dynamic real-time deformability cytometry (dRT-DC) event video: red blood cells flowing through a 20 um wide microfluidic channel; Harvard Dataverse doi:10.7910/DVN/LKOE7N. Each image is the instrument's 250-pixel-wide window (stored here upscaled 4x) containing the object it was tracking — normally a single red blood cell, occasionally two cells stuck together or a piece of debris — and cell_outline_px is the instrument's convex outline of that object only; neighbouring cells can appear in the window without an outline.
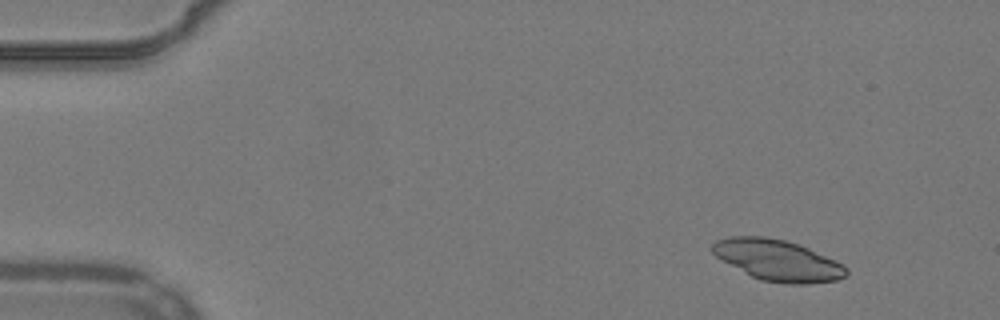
{"species": "common noctule bat (a hibernating species)", "species_latin": "Nyctalus noctula", "temperature_condition": "warm", "stored_images_in_passage": 49, "camera_frame_rate_fps": 3000, "um_per_image_px": 0.085, "animal": {"sex": "male", "body_mass_g": 19.2, "forearm_length_mm": 51.8}, "frame": {"image": 1, "passage_image": 2, "time_ms": 0.333, "image_size_px": [1000, 320], "cell_outline_px": [[848, 272], [844, 276], [836, 280], [808, 284], [788, 284], [760, 280], [752, 276], [716, 256], [712, 252], [712, 244], [716, 240], [728, 236], [764, 236], [784, 240], [808, 248], [844, 264], [848, 268]], "centroid_in_image_um": [66.11, 22.12], "position_along_channel_um": 18.9, "area_um2": 31.73}}
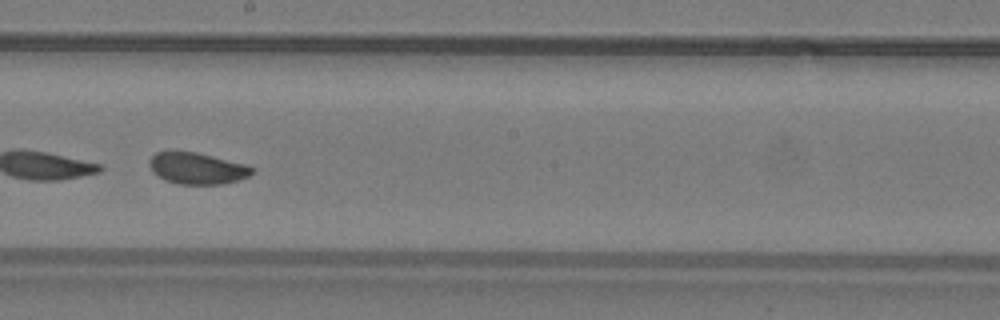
{"frame": {"image": 2, "passage_image": 27, "time_ms": 8.667, "image_size_px": [1000, 320], "cell_outline_px": [[256, 172], [240, 180], [220, 184], [180, 184], [164, 180], [152, 172], [148, 164], [148, 160], [156, 152], [196, 152], [244, 164], [256, 168]], "centroid_in_image_um": [16.76, 14.32], "position_along_channel_um": 231.4, "area_um2": 18.84}, "authors_computed_cell_mechanics": {"area_um2": 20.4034, "velocity_mm_per_s": 3.8607, "shape_relaxation_time_tau1_ms": 3.6426, "shape_relaxation_time_tau2_ms": 1.0998, "deformation_change_tau1": 0.0948, "deformation_change_tau2": 0.0565}}